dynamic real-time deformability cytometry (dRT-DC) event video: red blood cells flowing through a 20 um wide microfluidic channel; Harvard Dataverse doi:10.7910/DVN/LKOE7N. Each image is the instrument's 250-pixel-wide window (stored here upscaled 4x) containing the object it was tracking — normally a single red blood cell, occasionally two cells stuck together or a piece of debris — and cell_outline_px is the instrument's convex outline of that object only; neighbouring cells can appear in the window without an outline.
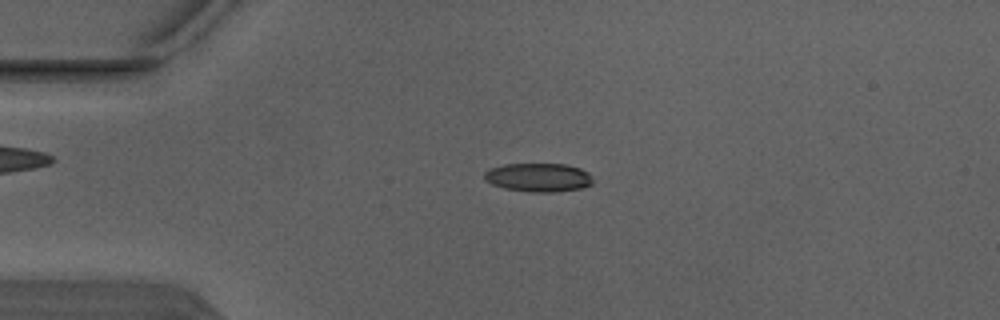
{"species": "Egyptian fruit bat (a non-hibernating species)", "species_latin": "Rousettus aegyptiacus", "temperature_condition": "warm", "stored_images_in_passage": 4, "camera_frame_rate_fps": 3000, "um_per_image_px": 0.085, "animal": {"sex": "male"}, "frame": {"image": 1, "passage_image": 3, "time_ms": 0.667, "image_size_px": [1000, 320], "cell_outline_px": [[592, 184], [580, 188], [552, 192], [528, 192], [504, 188], [492, 184], [484, 180], [484, 172], [488, 168], [504, 164], [564, 164], [580, 168], [588, 172], [592, 180]], "centroid_in_image_um": [45.72, 15.07], "position_along_channel_um": 39.3, "area_um2": 18.15}}